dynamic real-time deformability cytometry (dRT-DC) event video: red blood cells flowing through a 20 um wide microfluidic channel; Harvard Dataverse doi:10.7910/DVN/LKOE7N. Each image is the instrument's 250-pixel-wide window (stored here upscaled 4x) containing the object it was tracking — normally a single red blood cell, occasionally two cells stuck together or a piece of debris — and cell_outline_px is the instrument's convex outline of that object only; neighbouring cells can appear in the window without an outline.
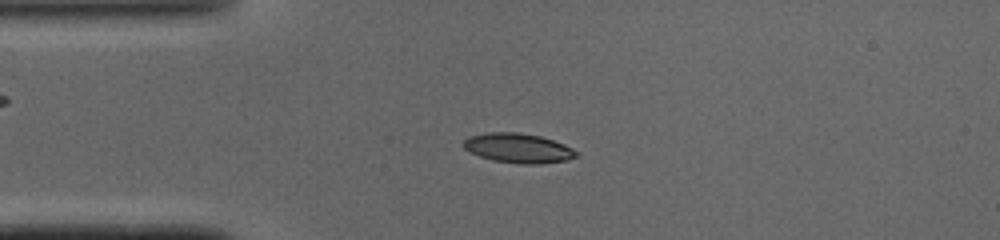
{"species": "common noctule bat (a hibernating species)", "species_latin": "Nyctalus noctula", "temperature_condition": "cold", "stored_images_in_passage": 41, "camera_frame_rate_fps": 3000, "um_per_image_px": 0.085, "animal": {"sex": "male", "body_mass_g": 19.0, "forearm_length_mm": 50.8}, "frame": {"image": 1, "passage_image": 4, "time_ms": 1.0, "image_size_px": [1000, 240], "cell_outline_px": [[576, 156], [568, 160], [540, 164], [520, 164], [492, 160], [468, 152], [460, 144], [468, 136], [488, 132], [516, 132], [540, 136], [564, 144], [572, 148], [576, 152]], "centroid_in_image_um": [43.99, 12.59], "position_along_channel_um": 41.0, "area_um2": 19.54}}
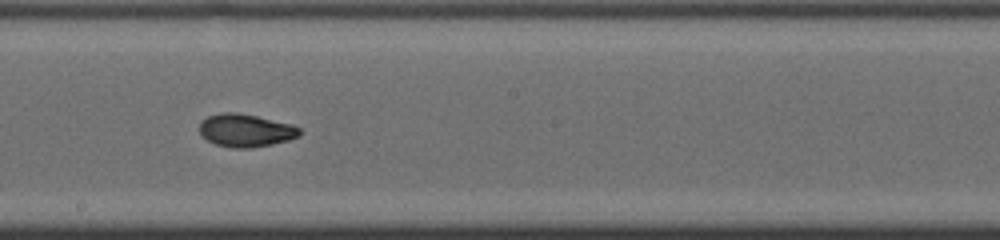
{"frame": {"image": 2, "passage_image": 19, "time_ms": 6.0, "image_size_px": [1000, 240], "cell_outline_px": [[300, 136], [288, 140], [272, 144], [252, 148], [232, 148], [216, 144], [208, 140], [200, 132], [200, 120], [208, 116], [220, 112], [236, 112], [256, 116], [292, 124], [300, 128]], "centroid_in_image_um": [20.88, 11.08], "position_along_channel_um": 227.3, "area_um2": 19.19}}
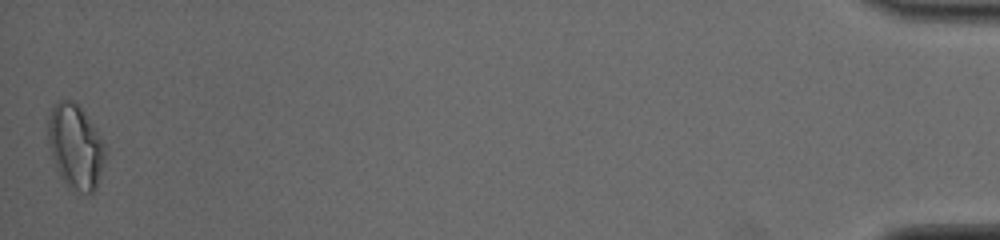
{"frame": {"image": 3, "passage_image": 41, "time_ms": 13.333, "image_size_px": [1000, 240], "cell_outline_px": [[104, 160], [96, 188], [92, 192], [80, 192], [68, 188], [60, 176], [56, 168], [48, 144], [48, 120], [52, 108], [60, 100], [72, 100], [80, 108], [92, 124], [100, 136], [104, 144]], "centroid_in_image_um": [6.39, 12.48], "position_along_channel_um": 428.8, "area_um2": 27.57}, "authors_computed_cell_mechanics": {"area_um2": 18.9006, "velocity_mm_per_s": 4.097, "shape_relaxation_time_tau1_ms": 9.771, "shape_relaxation_time_tau2_ms": 2.0872, "deformation_change_tau1": 0.2678, "deformation_change_tau2": 0.0661}}